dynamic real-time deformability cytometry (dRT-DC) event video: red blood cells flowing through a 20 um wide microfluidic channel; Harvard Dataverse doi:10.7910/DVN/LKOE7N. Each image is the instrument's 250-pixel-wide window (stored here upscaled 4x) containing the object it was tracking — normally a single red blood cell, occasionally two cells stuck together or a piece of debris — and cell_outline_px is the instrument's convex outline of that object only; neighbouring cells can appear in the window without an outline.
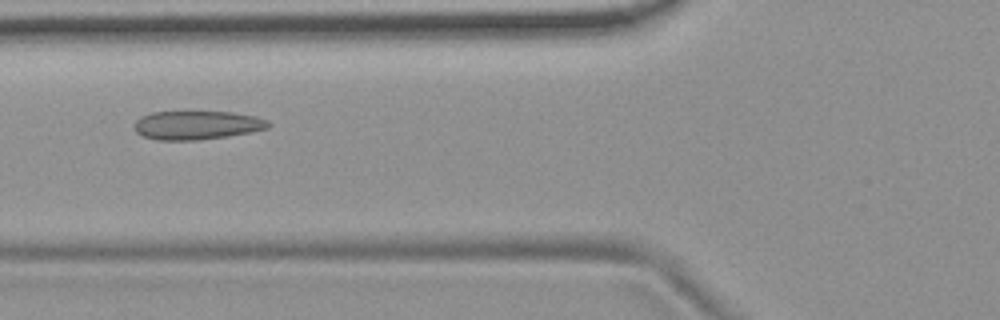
{"species": "common noctule bat (a hibernating species)", "species_latin": "Nyctalus noctula", "temperature_condition": "room temperature", "stored_images_in_passage": 10, "camera_frame_rate_fps": 3000, "um_per_image_px": 0.085, "animal": {"sex": "female", "body_mass_g": 19.9}, "frame": {"image": 1, "passage_image": 6, "time_ms": 1.667, "image_size_px": [1000, 320], "cell_outline_px": [[272, 124], [268, 128], [228, 136], [196, 140], [156, 140], [144, 136], [136, 132], [132, 124], [140, 116], [152, 112], [232, 112], [256, 116], [268, 120]], "centroid_in_image_um": [16.72, 10.63], "position_along_channel_um": 109.1, "area_um2": 22.48}}
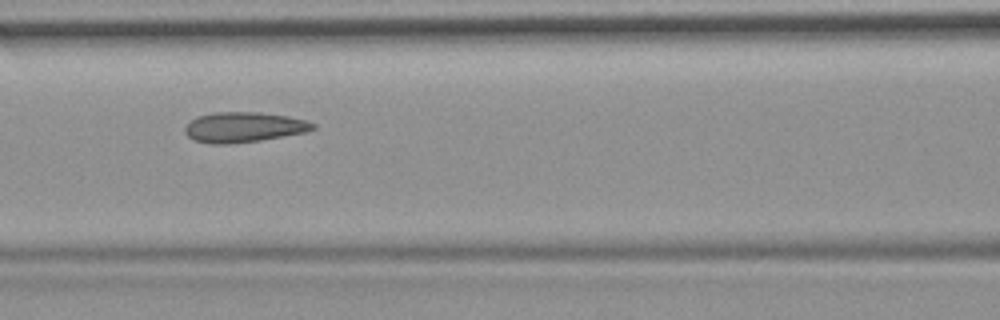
{"frame": {"image": 2, "passage_image": 7, "time_ms": 2.0, "image_size_px": [1000, 320], "cell_outline_px": [[316, 128], [304, 132], [260, 140], [228, 144], [208, 144], [196, 140], [188, 136], [184, 132], [184, 128], [196, 116], [212, 112], [260, 112], [288, 116], [308, 120], [316, 124]], "centroid_in_image_um": [20.71, 10.8], "position_along_channel_um": 145.9, "area_um2": 22.54}}
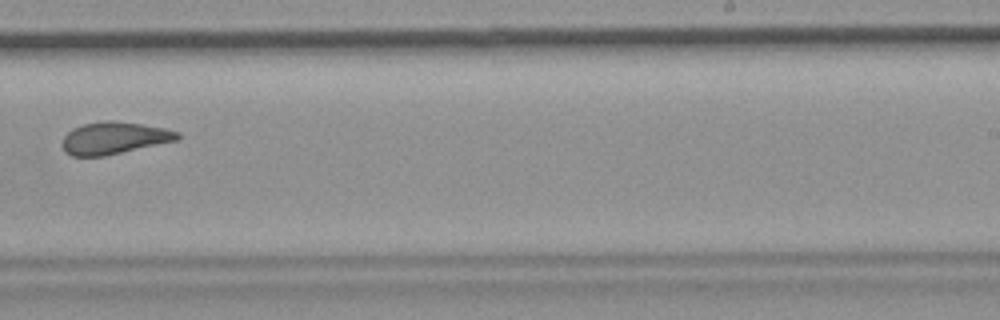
{"frame": {"image": 3, "passage_image": 10, "time_ms": 3.0, "image_size_px": [1000, 320], "cell_outline_px": [[180, 136], [176, 140], [104, 156], [72, 156], [64, 152], [60, 144], [64, 136], [72, 128], [84, 124], [108, 120], [112, 120], [140, 124], [164, 128], [180, 132]], "centroid_in_image_um": [9.64, 11.73], "position_along_channel_um": 279.4, "area_um2": 21.44}}